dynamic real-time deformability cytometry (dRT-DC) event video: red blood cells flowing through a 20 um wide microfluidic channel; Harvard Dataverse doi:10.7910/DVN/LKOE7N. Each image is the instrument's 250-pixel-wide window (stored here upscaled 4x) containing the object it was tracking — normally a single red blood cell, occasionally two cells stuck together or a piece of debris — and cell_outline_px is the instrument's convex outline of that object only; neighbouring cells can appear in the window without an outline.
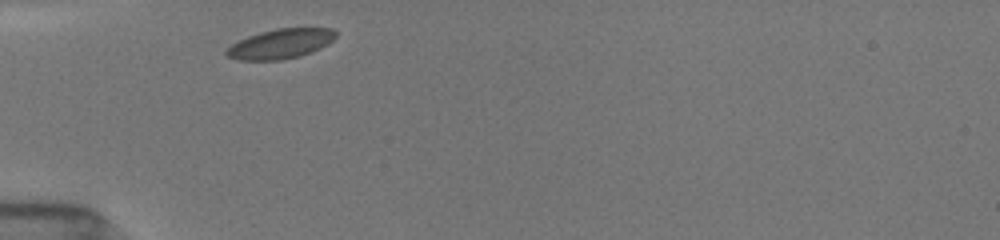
{"species": "common noctule bat (a hibernating species)", "species_latin": "Nyctalus noctula", "temperature_condition": "room temperature", "stored_images_in_passage": 2, "camera_frame_rate_fps": 3000, "um_per_image_px": 0.085, "animal": {"sex": "female", "body_mass_g": 19.5, "forearm_length_mm": 54.1}, "frame": {"image": 1, "passage_image": 1, "time_ms": 0.0, "image_size_px": [1000, 240], "cell_outline_px": [[336, 36], [328, 44], [320, 48], [300, 56], [280, 60], [236, 60], [228, 56], [224, 52], [232, 44], [248, 36], [260, 32], [276, 28], [332, 28], [336, 32]], "centroid_in_image_um": [23.84, 3.72], "position_along_channel_um": 61.2, "area_um2": 18.84}}
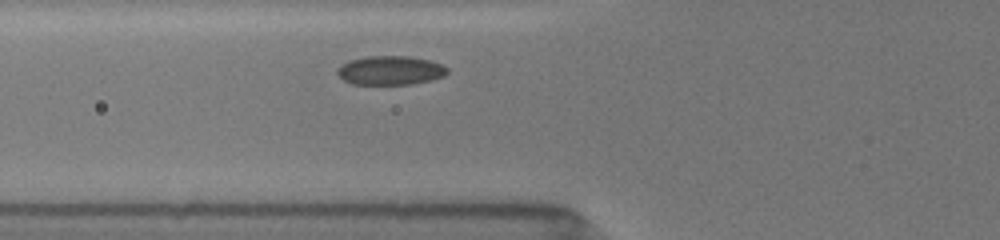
{"frame": {"image": 2, "passage_image": 2, "time_ms": 1.0, "image_size_px": [1000, 240], "cell_outline_px": [[448, 72], [444, 76], [432, 80], [412, 84], [352, 84], [344, 80], [336, 72], [344, 64], [352, 60], [368, 56], [408, 56], [432, 60], [444, 64], [448, 68]], "centroid_in_image_um": [33.27, 5.98], "position_along_channel_um": 92.5, "area_um2": 18.55}}